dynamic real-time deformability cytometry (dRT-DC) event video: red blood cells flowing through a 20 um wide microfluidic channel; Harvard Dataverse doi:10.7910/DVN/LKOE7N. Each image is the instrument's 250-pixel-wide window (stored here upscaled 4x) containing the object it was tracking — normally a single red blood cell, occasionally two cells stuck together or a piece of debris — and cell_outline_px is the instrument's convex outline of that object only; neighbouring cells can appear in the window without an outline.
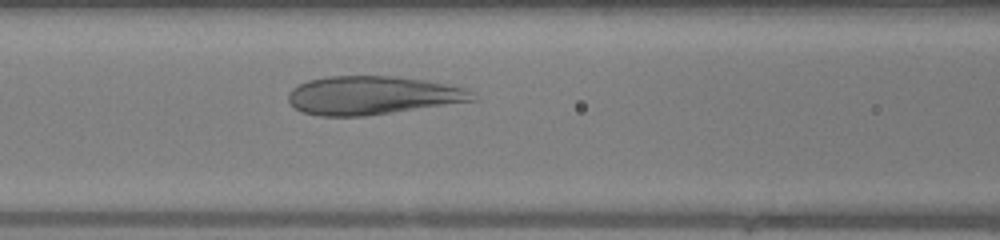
{"species": "human", "species_latin": "Homo sapiens", "temperature_condition": "warm", "stored_images_in_passage": 27, "segment_of_instrument_passage": [1, 2], "camera_frame_rate_fps": 3000, "um_per_image_px": 0.085, "donor": {"sex": "female"}, "frame": {"image": 1, "passage_image": 14, "time_ms": 4.333, "image_size_px": [1000, 240], "cell_outline_px": [[476, 100], [364, 116], [320, 116], [304, 112], [296, 108], [288, 100], [288, 92], [292, 88], [308, 80], [328, 76], [396, 76], [424, 80], [468, 88], [476, 96]], "centroid_in_image_um": [31.66, 8.1], "position_along_channel_um": 134.9, "area_um2": 41.1}}
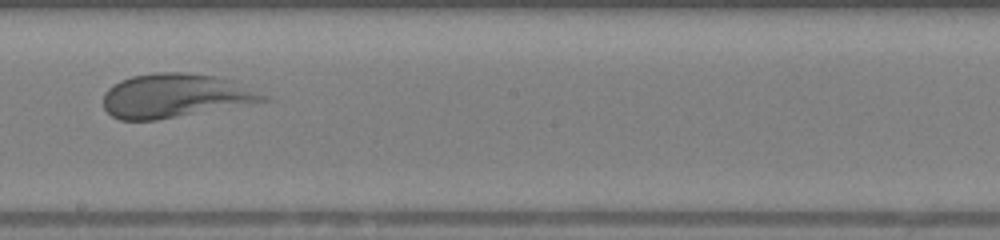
{"frame": {"image": 2, "passage_image": 21, "time_ms": 6.667, "image_size_px": [1000, 240], "cell_outline_px": [[276, 100], [156, 120], [120, 120], [112, 116], [104, 108], [104, 92], [112, 84], [120, 80], [132, 76], [156, 72], [184, 72], [220, 76], [236, 80]], "centroid_in_image_um": [14.96, 8.12], "position_along_channel_um": 233.2, "area_um2": 41.62}}
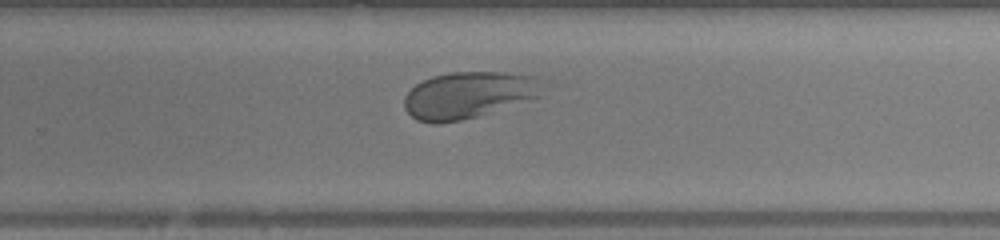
{"frame": {"image": 3, "passage_image": 25, "time_ms": 8.0, "image_size_px": [1000, 240], "cell_outline_px": [[548, 80], [544, 96], [476, 116], [460, 120], [436, 124], [432, 124], [416, 120], [404, 108], [404, 96], [416, 84], [432, 76], [452, 72], [504, 72], [536, 76]], "centroid_in_image_um": [39.93, 8.06], "position_along_channel_um": 289.9, "area_um2": 38.32}}